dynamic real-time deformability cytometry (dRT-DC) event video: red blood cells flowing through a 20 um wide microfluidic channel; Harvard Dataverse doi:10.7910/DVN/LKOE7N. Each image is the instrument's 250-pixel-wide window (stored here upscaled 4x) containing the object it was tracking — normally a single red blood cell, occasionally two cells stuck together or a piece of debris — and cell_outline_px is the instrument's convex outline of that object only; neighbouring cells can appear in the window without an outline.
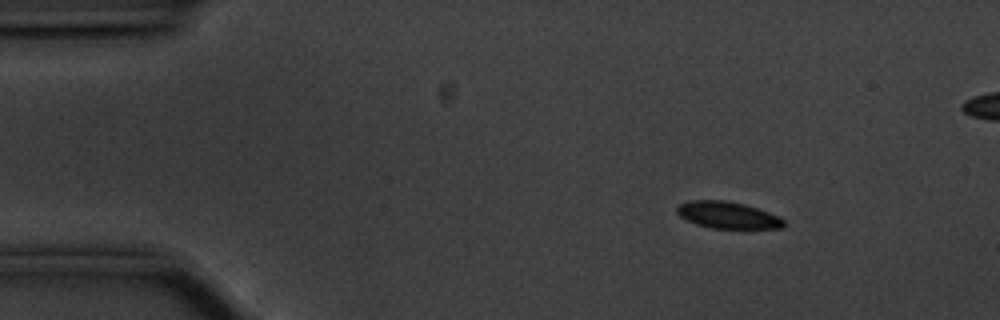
{"species": "common noctule bat (a hibernating species)", "species_latin": "Nyctalus noctula", "temperature_condition": "cold", "stored_images_in_passage": 51, "segment_of_instrument_passage": [1, 2], "camera_frame_rate_fps": 3000, "um_per_image_px": 0.085, "animal": {"sex": "male", "body_mass_g": 20.1, "forearm_length_mm": 53.5}, "frame": {"image": 1, "passage_image": 1, "time_ms": 0.0, "image_size_px": [1000, 320], "cell_outline_px": [[784, 224], [780, 228], [712, 228], [696, 224], [680, 216], [676, 212], [676, 204], [688, 200], [724, 200], [744, 204], [780, 216], [784, 220]], "centroid_in_image_um": [61.8, 18.27], "position_along_channel_um": 23.2, "area_um2": 16.65}}
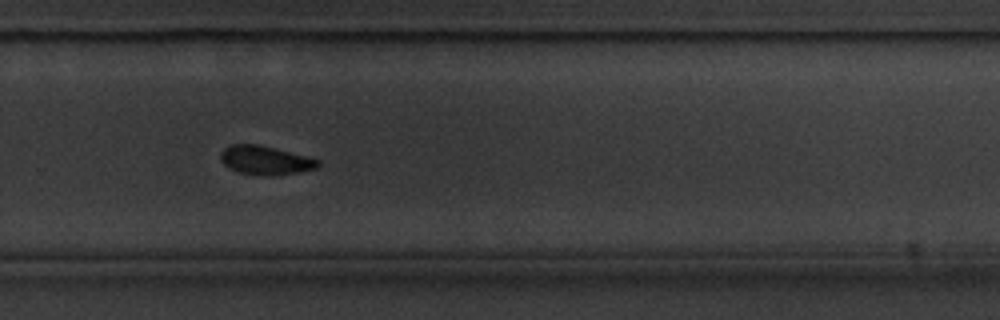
{"frame": {"image": 2, "passage_image": 31, "time_ms": 10.0, "image_size_px": [1000, 320], "cell_outline_px": [[320, 164], [316, 168], [296, 172], [272, 176], [260, 176], [236, 172], [228, 168], [220, 160], [220, 152], [224, 148], [232, 144], [256, 144], [320, 160]], "centroid_in_image_um": [22.48, 13.64], "position_along_channel_um": 307.3, "area_um2": 16.24}}
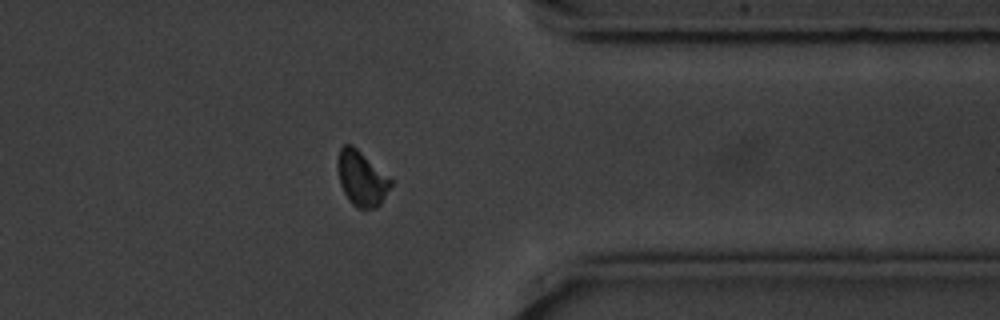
{"frame": {"image": 3, "passage_image": 38, "time_ms": 12.333, "image_size_px": [1000, 320], "cell_outline_px": [[392, 184], [380, 204], [376, 208], [356, 208], [352, 204], [344, 192], [340, 184], [336, 168], [336, 164], [340, 148], [344, 144], [352, 144], [392, 176]], "centroid_in_image_um": [30.75, 15.13], "position_along_channel_um": 380.7, "area_um2": 17.46}}